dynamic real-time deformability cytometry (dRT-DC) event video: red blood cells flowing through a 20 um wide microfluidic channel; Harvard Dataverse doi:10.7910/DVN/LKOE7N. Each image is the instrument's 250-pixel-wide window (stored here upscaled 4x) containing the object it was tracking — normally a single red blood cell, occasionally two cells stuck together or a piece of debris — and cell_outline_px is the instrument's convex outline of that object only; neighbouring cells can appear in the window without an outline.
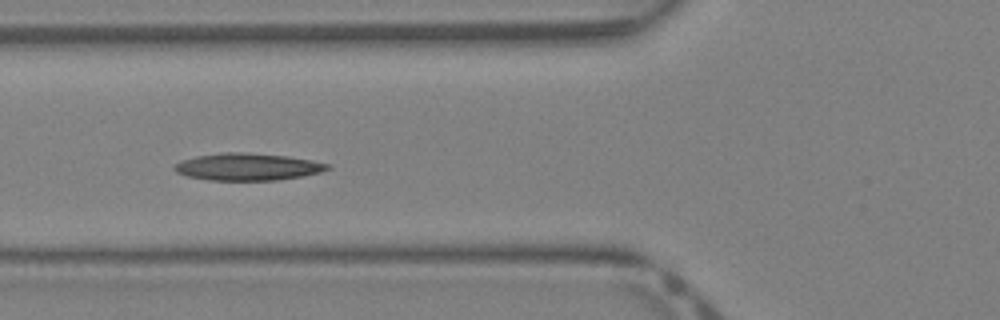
{"species": "Egyptian fruit bat (a non-hibernating species)", "species_latin": "Rousettus aegyptiacus", "temperature_condition": "warm", "stored_images_in_passage": 40, "camera_frame_rate_fps": 3000, "um_per_image_px": 0.085, "animal": {"sex": "female"}, "frame": {"image": 1, "passage_image": 15, "time_ms": 4.667, "image_size_px": [1000, 320], "cell_outline_px": [[332, 168], [320, 172], [300, 176], [276, 180], [208, 180], [188, 176], [176, 172], [172, 168], [180, 160], [196, 156], [220, 152], [244, 152], [288, 156], [312, 160], [332, 164]], "centroid_in_image_um": [21.05, 14.17], "position_along_channel_um": 104.8, "area_um2": 24.33}}
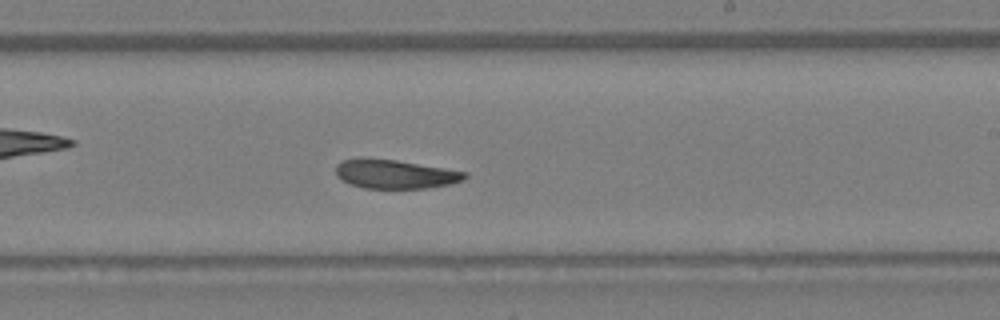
{"frame": {"image": 2, "passage_image": 24, "time_ms": 7.667, "image_size_px": [1000, 320], "cell_outline_px": [[468, 176], [464, 180], [448, 184], [428, 188], [364, 188], [340, 180], [336, 176], [336, 164], [340, 160], [360, 156], [364, 156], [396, 160], [468, 172]], "centroid_in_image_um": [33.51, 14.77], "position_along_channel_um": 255.5, "area_um2": 22.14}}
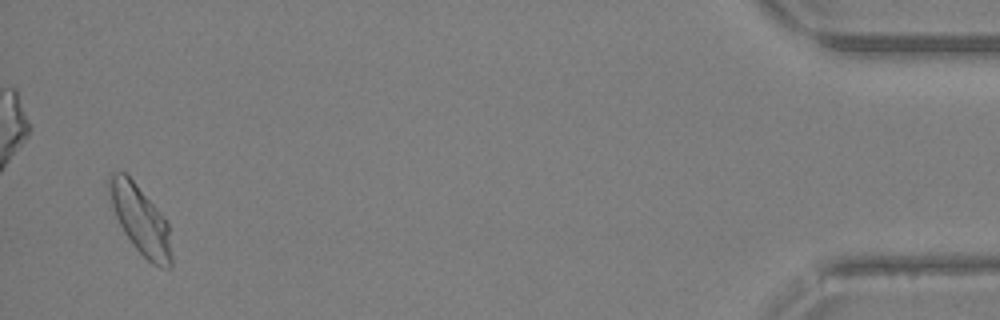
{"frame": {"image": 3, "passage_image": 39, "time_ms": 12.667, "image_size_px": [1000, 320], "cell_outline_px": [[172, 268], [160, 268], [152, 264], [132, 244], [124, 232], [116, 216], [108, 192], [108, 172], [124, 172], [136, 184], [160, 212], [168, 224], [172, 256]], "centroid_in_image_um": [11.94, 18.7], "position_along_channel_um": 423.3, "area_um2": 24.62}}